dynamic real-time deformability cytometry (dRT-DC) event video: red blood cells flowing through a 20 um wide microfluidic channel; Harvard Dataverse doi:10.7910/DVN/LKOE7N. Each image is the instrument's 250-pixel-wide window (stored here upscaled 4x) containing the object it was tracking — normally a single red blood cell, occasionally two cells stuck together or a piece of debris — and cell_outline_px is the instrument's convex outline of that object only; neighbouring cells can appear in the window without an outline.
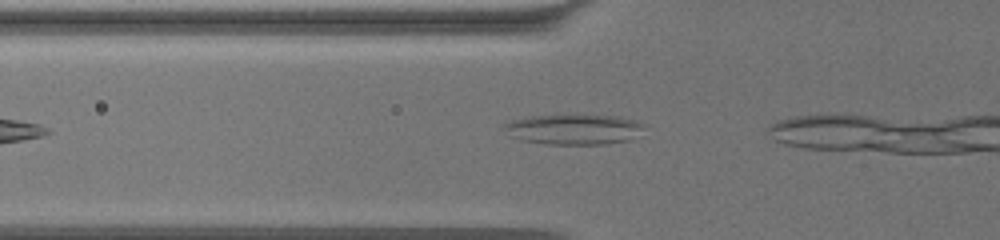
{"species": "common noctule bat (a hibernating species)", "species_latin": "Nyctalus noctula", "temperature_condition": "warm", "stored_images_in_passage": 8, "camera_frame_rate_fps": 3000, "um_per_image_px": 0.085, "animal": {"sex": "female", "body_mass_g": 19.5, "forearm_length_mm": 54.1}, "frame": {"image": 1, "passage_image": 3, "time_ms": 0.667, "image_size_px": [1000, 240], "cell_outline_px": [[644, 124], [628, 140], [604, 144], [544, 144], [520, 140], [508, 136], [504, 128], [504, 124], [512, 120], [532, 116], [616, 116], [632, 120]], "centroid_in_image_um": [48.65, 11.01], "position_along_channel_um": 77.2, "area_um2": 23.99}}
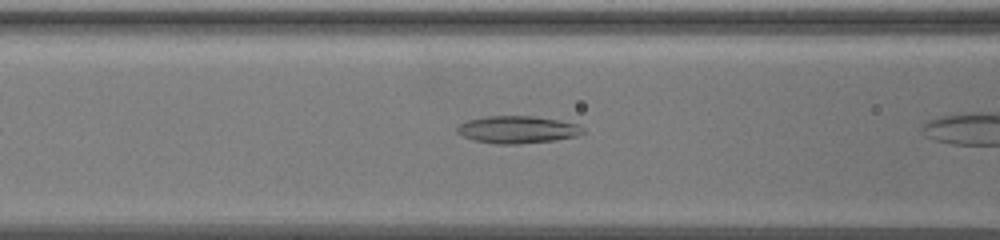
{"frame": {"image": 2, "passage_image": 7, "time_ms": 2.0, "image_size_px": [1000, 240], "cell_outline_px": [[584, 132], [576, 136], [552, 140], [516, 144], [496, 144], [472, 140], [456, 132], [456, 128], [460, 124], [468, 120], [488, 116], [532, 116], [580, 124]], "centroid_in_image_um": [43.95, 11.02], "position_along_channel_um": 122.6, "area_um2": 19.83}}